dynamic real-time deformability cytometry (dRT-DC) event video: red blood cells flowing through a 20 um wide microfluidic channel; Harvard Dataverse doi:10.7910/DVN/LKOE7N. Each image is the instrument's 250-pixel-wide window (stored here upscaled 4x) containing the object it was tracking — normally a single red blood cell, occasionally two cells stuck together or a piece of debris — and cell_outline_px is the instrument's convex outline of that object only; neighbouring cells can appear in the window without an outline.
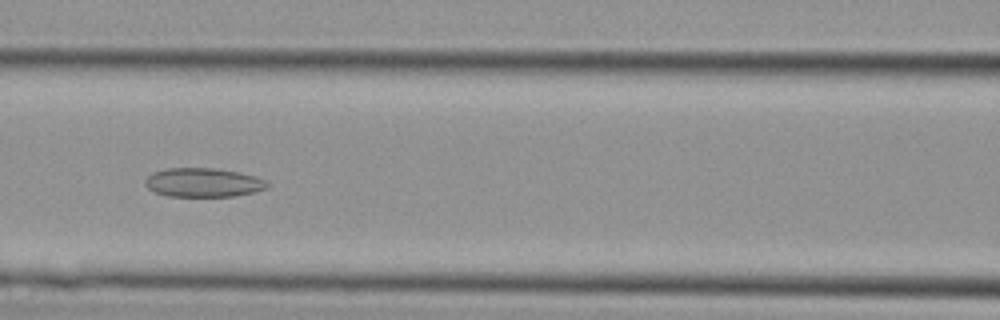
{"species": "Egyptian fruit bat (a non-hibernating species)", "species_latin": "Rousettus aegyptiacus", "temperature_condition": "cold", "stored_images_in_passage": 26, "camera_frame_rate_fps": 3000, "um_per_image_px": 0.085, "animal": {"sex": "female"}, "frame": {"image": 1, "passage_image": 5, "time_ms": 1.333, "image_size_px": [1000, 320], "cell_outline_px": [[268, 188], [256, 192], [236, 196], [168, 196], [156, 192], [148, 188], [144, 184], [144, 180], [152, 172], [168, 168], [216, 168], [240, 172], [256, 176], [268, 180]], "centroid_in_image_um": [17.32, 15.51], "position_along_channel_um": 149.3, "area_um2": 20.87}}
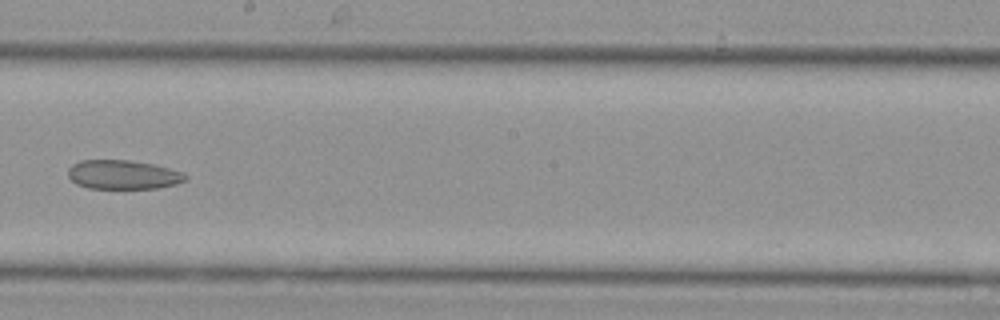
{"frame": {"image": 2, "passage_image": 10, "time_ms": 3.0, "image_size_px": [1000, 320], "cell_outline_px": [[188, 180], [176, 184], [160, 188], [88, 188], [76, 184], [68, 176], [68, 168], [72, 164], [80, 160], [128, 160], [152, 164], [184, 172], [188, 176]], "centroid_in_image_um": [10.47, 14.85], "position_along_channel_um": 237.7, "area_um2": 20.0}}
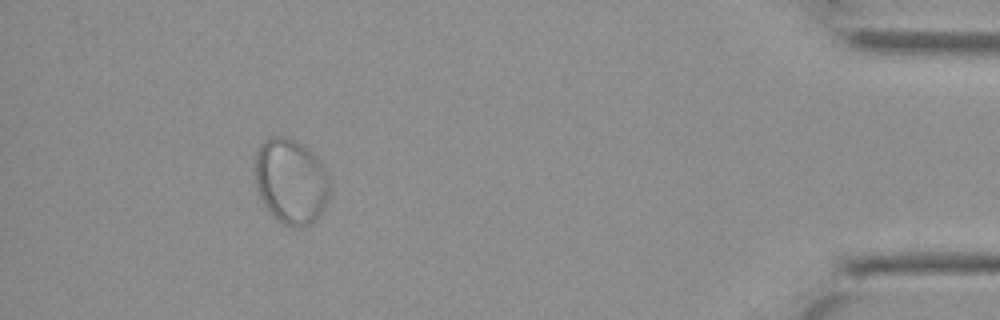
{"frame": {"image": 3, "passage_image": 23, "time_ms": 7.333, "image_size_px": [1000, 320], "cell_outline_px": [[328, 200], [324, 208], [316, 220], [312, 224], [300, 228], [284, 224], [276, 220], [264, 204], [260, 196], [256, 184], [256, 152], [260, 144], [264, 140], [272, 136], [284, 136], [308, 148], [320, 160], [328, 176]], "centroid_in_image_um": [24.73, 15.42], "position_along_channel_um": 410.5, "area_um2": 37.05}}